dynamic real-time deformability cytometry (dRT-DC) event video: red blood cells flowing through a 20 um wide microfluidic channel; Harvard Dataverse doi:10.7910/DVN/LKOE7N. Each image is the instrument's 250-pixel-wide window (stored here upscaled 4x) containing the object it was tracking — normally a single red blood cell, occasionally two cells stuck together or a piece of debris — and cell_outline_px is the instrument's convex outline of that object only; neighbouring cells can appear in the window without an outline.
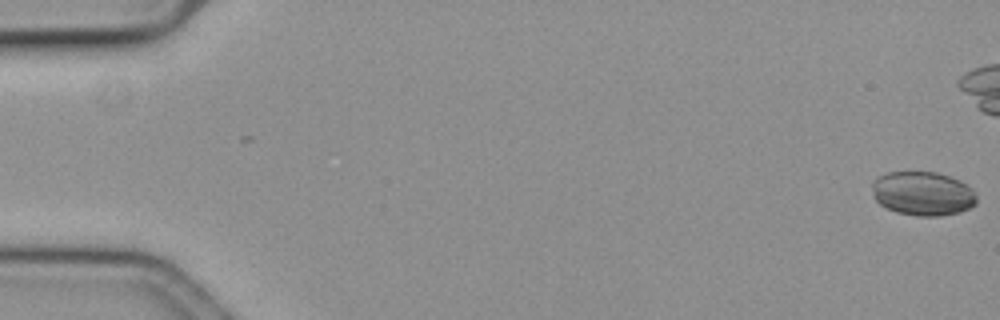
{"species": "common noctule bat (a hibernating species)", "species_latin": "Nyctalus noctula", "temperature_condition": "cold", "stored_images_in_passage": 48, "camera_frame_rate_fps": 3000, "um_per_image_px": 0.085, "animal": {"sex": "female", "body_mass_g": 19.3, "forearm_length_mm": 54.1}, "frame": {"image": 1, "passage_image": 1, "time_ms": 0.0, "image_size_px": [1000, 320], "cell_outline_px": [[976, 204], [960, 212], [940, 216], [916, 216], [896, 212], [880, 204], [876, 200], [872, 188], [872, 184], [880, 176], [888, 172], [936, 172], [960, 180], [976, 196]], "centroid_in_image_um": [78.43, 16.46], "position_along_channel_um": 6.6, "area_um2": 26.47}}
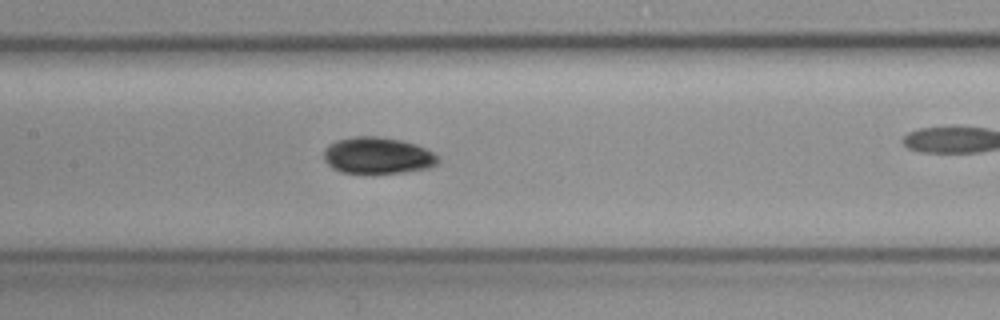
{"frame": {"image": 2, "passage_image": 29, "time_ms": 9.333, "image_size_px": [1000, 320], "cell_outline_px": [[440, 160], [436, 164], [428, 168], [404, 172], [340, 172], [332, 168], [324, 160], [324, 148], [328, 144], [336, 140], [352, 136], [380, 136], [400, 140], [416, 144], [432, 152]], "centroid_in_image_um": [32.06, 13.2], "position_along_channel_um": 175.3, "area_um2": 24.22}}
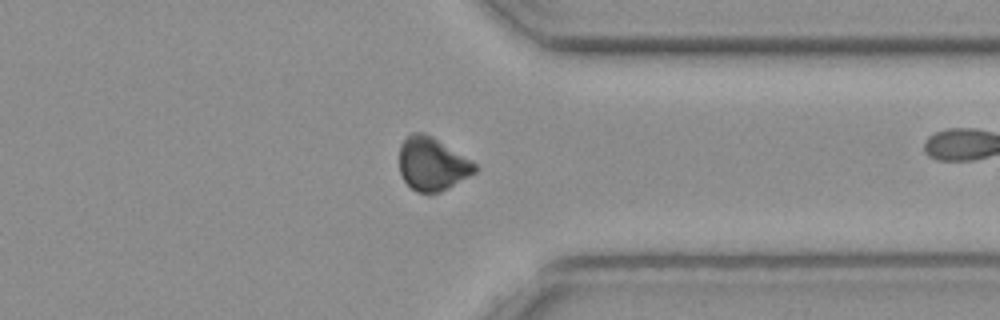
{"frame": {"image": 3, "passage_image": 46, "time_ms": 15.0, "image_size_px": [1000, 320], "cell_outline_px": [[476, 172], [448, 188], [432, 196], [416, 192], [404, 180], [400, 172], [400, 144], [412, 132], [424, 132], [432, 136], [472, 160], [476, 164]], "centroid_in_image_um": [36.73, 13.96], "position_along_channel_um": 374.7, "area_um2": 23.64}}